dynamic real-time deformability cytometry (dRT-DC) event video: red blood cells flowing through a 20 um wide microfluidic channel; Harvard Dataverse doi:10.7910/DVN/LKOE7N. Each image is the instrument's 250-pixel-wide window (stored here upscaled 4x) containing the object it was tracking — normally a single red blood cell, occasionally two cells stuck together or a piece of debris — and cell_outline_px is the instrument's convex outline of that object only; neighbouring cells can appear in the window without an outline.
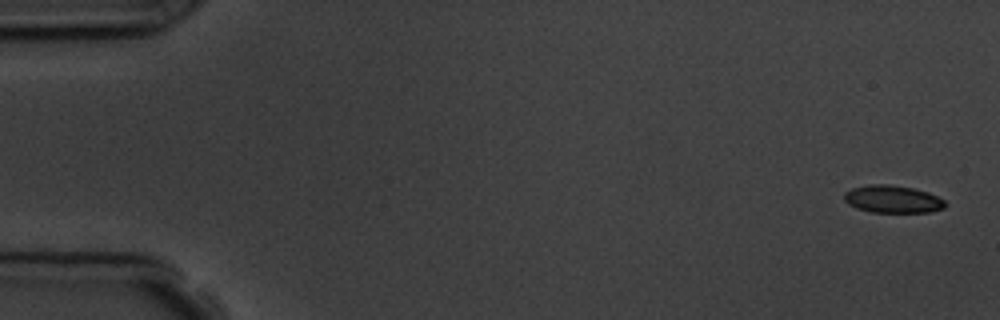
{"species": "common noctule bat (a hibernating species)", "species_latin": "Nyctalus noctula", "temperature_condition": "room temperature", "stored_images_in_passage": 8, "camera_frame_rate_fps": 3000, "um_per_image_px": 0.085, "animal": {"sex": "male", "body_mass_g": 19.5, "forearm_length_mm": 54.6}, "frame": {"image": 1, "passage_image": 1, "time_ms": 0.0, "image_size_px": [1000, 320], "cell_outline_px": [[948, 204], [944, 208], [932, 212], [872, 212], [856, 208], [848, 204], [844, 200], [844, 192], [852, 188], [872, 184], [888, 184], [912, 188], [928, 192], [944, 200]], "centroid_in_image_um": [75.88, 16.93], "position_along_channel_um": 9.1, "area_um2": 16.24}}
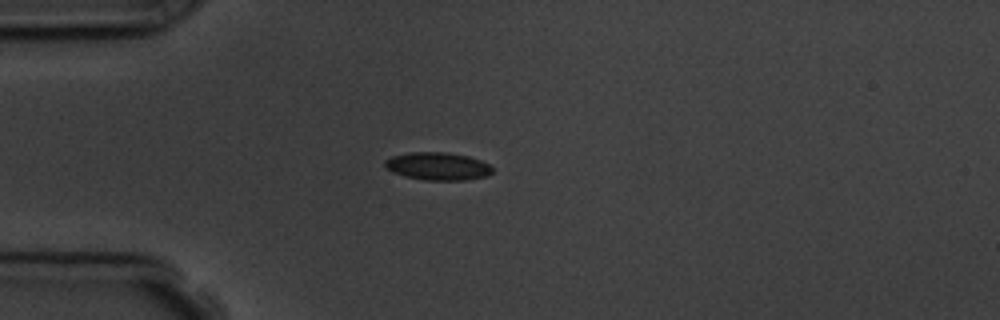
{"frame": {"image": 2, "passage_image": 5, "time_ms": 4.333, "image_size_px": [1000, 320], "cell_outline_px": [[492, 172], [488, 176], [464, 180], [424, 180], [404, 176], [392, 172], [384, 168], [384, 160], [392, 156], [408, 152], [444, 152], [468, 156], [480, 160], [488, 164], [492, 168]], "centroid_in_image_um": [37.17, 14.13], "position_along_channel_um": 47.8, "area_um2": 17.51}}